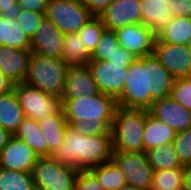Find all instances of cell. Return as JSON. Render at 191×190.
<instances>
[{"label": "cell", "instance_id": "6da1fadb", "mask_svg": "<svg viewBox=\"0 0 191 190\" xmlns=\"http://www.w3.org/2000/svg\"><path fill=\"white\" fill-rule=\"evenodd\" d=\"M112 134L84 136L67 126L62 146L52 157L64 167L78 172L89 170L112 159Z\"/></svg>", "mask_w": 191, "mask_h": 190}, {"label": "cell", "instance_id": "7a4b0ae2", "mask_svg": "<svg viewBox=\"0 0 191 190\" xmlns=\"http://www.w3.org/2000/svg\"><path fill=\"white\" fill-rule=\"evenodd\" d=\"M68 67L62 58L32 53L24 82L61 99Z\"/></svg>", "mask_w": 191, "mask_h": 190}, {"label": "cell", "instance_id": "3957f363", "mask_svg": "<svg viewBox=\"0 0 191 190\" xmlns=\"http://www.w3.org/2000/svg\"><path fill=\"white\" fill-rule=\"evenodd\" d=\"M147 110L118 106L111 127L113 151L144 153Z\"/></svg>", "mask_w": 191, "mask_h": 190}, {"label": "cell", "instance_id": "277c9868", "mask_svg": "<svg viewBox=\"0 0 191 190\" xmlns=\"http://www.w3.org/2000/svg\"><path fill=\"white\" fill-rule=\"evenodd\" d=\"M117 107V99L103 93L61 100V109L68 123H78L84 119L95 123H113Z\"/></svg>", "mask_w": 191, "mask_h": 190}, {"label": "cell", "instance_id": "5b68a950", "mask_svg": "<svg viewBox=\"0 0 191 190\" xmlns=\"http://www.w3.org/2000/svg\"><path fill=\"white\" fill-rule=\"evenodd\" d=\"M78 173L52 156L38 157L31 172L37 190H73Z\"/></svg>", "mask_w": 191, "mask_h": 190}, {"label": "cell", "instance_id": "8992f818", "mask_svg": "<svg viewBox=\"0 0 191 190\" xmlns=\"http://www.w3.org/2000/svg\"><path fill=\"white\" fill-rule=\"evenodd\" d=\"M44 16L64 34L78 32L93 18L80 0H48Z\"/></svg>", "mask_w": 191, "mask_h": 190}, {"label": "cell", "instance_id": "52a82bcc", "mask_svg": "<svg viewBox=\"0 0 191 190\" xmlns=\"http://www.w3.org/2000/svg\"><path fill=\"white\" fill-rule=\"evenodd\" d=\"M13 88L26 117L38 121L50 115H63L61 99L48 95L25 82L13 85Z\"/></svg>", "mask_w": 191, "mask_h": 190}, {"label": "cell", "instance_id": "ba28073f", "mask_svg": "<svg viewBox=\"0 0 191 190\" xmlns=\"http://www.w3.org/2000/svg\"><path fill=\"white\" fill-rule=\"evenodd\" d=\"M112 159L124 174L127 185L139 190L151 189L154 170L146 153L113 151Z\"/></svg>", "mask_w": 191, "mask_h": 190}, {"label": "cell", "instance_id": "9c48e42d", "mask_svg": "<svg viewBox=\"0 0 191 190\" xmlns=\"http://www.w3.org/2000/svg\"><path fill=\"white\" fill-rule=\"evenodd\" d=\"M100 93L118 98L127 80L128 66L107 60H90L87 64Z\"/></svg>", "mask_w": 191, "mask_h": 190}, {"label": "cell", "instance_id": "30bf717a", "mask_svg": "<svg viewBox=\"0 0 191 190\" xmlns=\"http://www.w3.org/2000/svg\"><path fill=\"white\" fill-rule=\"evenodd\" d=\"M143 68H146V110L157 99L170 96L174 78L152 53L143 56Z\"/></svg>", "mask_w": 191, "mask_h": 190}, {"label": "cell", "instance_id": "8fae6325", "mask_svg": "<svg viewBox=\"0 0 191 190\" xmlns=\"http://www.w3.org/2000/svg\"><path fill=\"white\" fill-rule=\"evenodd\" d=\"M127 74L124 90L117 98L118 106L146 109V68H143V57L128 66Z\"/></svg>", "mask_w": 191, "mask_h": 190}, {"label": "cell", "instance_id": "7c38bea8", "mask_svg": "<svg viewBox=\"0 0 191 190\" xmlns=\"http://www.w3.org/2000/svg\"><path fill=\"white\" fill-rule=\"evenodd\" d=\"M153 53L174 79L191 77V56L187 46L155 39Z\"/></svg>", "mask_w": 191, "mask_h": 190}, {"label": "cell", "instance_id": "4fadbf2b", "mask_svg": "<svg viewBox=\"0 0 191 190\" xmlns=\"http://www.w3.org/2000/svg\"><path fill=\"white\" fill-rule=\"evenodd\" d=\"M37 154L21 139L11 135L0 153V168L31 173Z\"/></svg>", "mask_w": 191, "mask_h": 190}, {"label": "cell", "instance_id": "5bb4252c", "mask_svg": "<svg viewBox=\"0 0 191 190\" xmlns=\"http://www.w3.org/2000/svg\"><path fill=\"white\" fill-rule=\"evenodd\" d=\"M115 32L120 46L137 58L153 53L156 35L142 23L127 25Z\"/></svg>", "mask_w": 191, "mask_h": 190}, {"label": "cell", "instance_id": "9a60e30c", "mask_svg": "<svg viewBox=\"0 0 191 190\" xmlns=\"http://www.w3.org/2000/svg\"><path fill=\"white\" fill-rule=\"evenodd\" d=\"M65 34L45 16L30 39V51L49 57L62 58Z\"/></svg>", "mask_w": 191, "mask_h": 190}, {"label": "cell", "instance_id": "2e32d148", "mask_svg": "<svg viewBox=\"0 0 191 190\" xmlns=\"http://www.w3.org/2000/svg\"><path fill=\"white\" fill-rule=\"evenodd\" d=\"M141 0H113L99 17L106 29L141 23Z\"/></svg>", "mask_w": 191, "mask_h": 190}, {"label": "cell", "instance_id": "e0dca14e", "mask_svg": "<svg viewBox=\"0 0 191 190\" xmlns=\"http://www.w3.org/2000/svg\"><path fill=\"white\" fill-rule=\"evenodd\" d=\"M99 93L88 65H69L61 100H74Z\"/></svg>", "mask_w": 191, "mask_h": 190}, {"label": "cell", "instance_id": "ac0fdd59", "mask_svg": "<svg viewBox=\"0 0 191 190\" xmlns=\"http://www.w3.org/2000/svg\"><path fill=\"white\" fill-rule=\"evenodd\" d=\"M148 111L152 116L173 128L176 133L191 127V112L170 96L155 100Z\"/></svg>", "mask_w": 191, "mask_h": 190}, {"label": "cell", "instance_id": "d6986e66", "mask_svg": "<svg viewBox=\"0 0 191 190\" xmlns=\"http://www.w3.org/2000/svg\"><path fill=\"white\" fill-rule=\"evenodd\" d=\"M31 55L30 49L0 46V72L13 85L24 82Z\"/></svg>", "mask_w": 191, "mask_h": 190}, {"label": "cell", "instance_id": "ffe728a7", "mask_svg": "<svg viewBox=\"0 0 191 190\" xmlns=\"http://www.w3.org/2000/svg\"><path fill=\"white\" fill-rule=\"evenodd\" d=\"M168 6L169 0H141V23L158 34L173 19Z\"/></svg>", "mask_w": 191, "mask_h": 190}, {"label": "cell", "instance_id": "44dd1931", "mask_svg": "<svg viewBox=\"0 0 191 190\" xmlns=\"http://www.w3.org/2000/svg\"><path fill=\"white\" fill-rule=\"evenodd\" d=\"M37 122L46 141V156H52L62 146L69 124L64 115H50Z\"/></svg>", "mask_w": 191, "mask_h": 190}, {"label": "cell", "instance_id": "7402d4cb", "mask_svg": "<svg viewBox=\"0 0 191 190\" xmlns=\"http://www.w3.org/2000/svg\"><path fill=\"white\" fill-rule=\"evenodd\" d=\"M175 136L176 131L173 128L152 116L147 110L143 134L144 153L155 147L173 142Z\"/></svg>", "mask_w": 191, "mask_h": 190}, {"label": "cell", "instance_id": "603a6c76", "mask_svg": "<svg viewBox=\"0 0 191 190\" xmlns=\"http://www.w3.org/2000/svg\"><path fill=\"white\" fill-rule=\"evenodd\" d=\"M24 117L14 88L0 95V125L6 131L14 135Z\"/></svg>", "mask_w": 191, "mask_h": 190}, {"label": "cell", "instance_id": "cb8c5ba5", "mask_svg": "<svg viewBox=\"0 0 191 190\" xmlns=\"http://www.w3.org/2000/svg\"><path fill=\"white\" fill-rule=\"evenodd\" d=\"M156 39L160 42L186 46L191 41V18L173 17L169 24L156 34Z\"/></svg>", "mask_w": 191, "mask_h": 190}, {"label": "cell", "instance_id": "d4e9b609", "mask_svg": "<svg viewBox=\"0 0 191 190\" xmlns=\"http://www.w3.org/2000/svg\"><path fill=\"white\" fill-rule=\"evenodd\" d=\"M14 136L24 141L38 157L46 156V141L36 120L25 116Z\"/></svg>", "mask_w": 191, "mask_h": 190}, {"label": "cell", "instance_id": "484cf974", "mask_svg": "<svg viewBox=\"0 0 191 190\" xmlns=\"http://www.w3.org/2000/svg\"><path fill=\"white\" fill-rule=\"evenodd\" d=\"M62 59L68 65H87L90 62L91 53L81 41L78 32L65 34Z\"/></svg>", "mask_w": 191, "mask_h": 190}, {"label": "cell", "instance_id": "4316f807", "mask_svg": "<svg viewBox=\"0 0 191 190\" xmlns=\"http://www.w3.org/2000/svg\"><path fill=\"white\" fill-rule=\"evenodd\" d=\"M146 154L154 171L184 168L178 158L173 142L155 147L147 151Z\"/></svg>", "mask_w": 191, "mask_h": 190}, {"label": "cell", "instance_id": "83f0119b", "mask_svg": "<svg viewBox=\"0 0 191 190\" xmlns=\"http://www.w3.org/2000/svg\"><path fill=\"white\" fill-rule=\"evenodd\" d=\"M89 170L96 176L103 190H120L126 185L124 174L113 159Z\"/></svg>", "mask_w": 191, "mask_h": 190}, {"label": "cell", "instance_id": "f1b7e54d", "mask_svg": "<svg viewBox=\"0 0 191 190\" xmlns=\"http://www.w3.org/2000/svg\"><path fill=\"white\" fill-rule=\"evenodd\" d=\"M150 190H184V168L154 171Z\"/></svg>", "mask_w": 191, "mask_h": 190}, {"label": "cell", "instance_id": "f546056e", "mask_svg": "<svg viewBox=\"0 0 191 190\" xmlns=\"http://www.w3.org/2000/svg\"><path fill=\"white\" fill-rule=\"evenodd\" d=\"M0 190H37L31 173L0 168Z\"/></svg>", "mask_w": 191, "mask_h": 190}, {"label": "cell", "instance_id": "4dcf8cb0", "mask_svg": "<svg viewBox=\"0 0 191 190\" xmlns=\"http://www.w3.org/2000/svg\"><path fill=\"white\" fill-rule=\"evenodd\" d=\"M4 46L17 49H30V39L25 35L17 20L5 19Z\"/></svg>", "mask_w": 191, "mask_h": 190}, {"label": "cell", "instance_id": "1f68e13d", "mask_svg": "<svg viewBox=\"0 0 191 190\" xmlns=\"http://www.w3.org/2000/svg\"><path fill=\"white\" fill-rule=\"evenodd\" d=\"M119 47L116 32L105 28L97 47L91 53V60H109Z\"/></svg>", "mask_w": 191, "mask_h": 190}, {"label": "cell", "instance_id": "d6a6232c", "mask_svg": "<svg viewBox=\"0 0 191 190\" xmlns=\"http://www.w3.org/2000/svg\"><path fill=\"white\" fill-rule=\"evenodd\" d=\"M104 29L105 25L101 19L99 17H93L78 31L81 41L90 53L97 47Z\"/></svg>", "mask_w": 191, "mask_h": 190}, {"label": "cell", "instance_id": "836d02e7", "mask_svg": "<svg viewBox=\"0 0 191 190\" xmlns=\"http://www.w3.org/2000/svg\"><path fill=\"white\" fill-rule=\"evenodd\" d=\"M170 97L191 112V77L175 79Z\"/></svg>", "mask_w": 191, "mask_h": 190}, {"label": "cell", "instance_id": "e575fe53", "mask_svg": "<svg viewBox=\"0 0 191 190\" xmlns=\"http://www.w3.org/2000/svg\"><path fill=\"white\" fill-rule=\"evenodd\" d=\"M173 144L182 165H191V127L177 132Z\"/></svg>", "mask_w": 191, "mask_h": 190}, {"label": "cell", "instance_id": "d590c367", "mask_svg": "<svg viewBox=\"0 0 191 190\" xmlns=\"http://www.w3.org/2000/svg\"><path fill=\"white\" fill-rule=\"evenodd\" d=\"M43 17L44 13L21 9L20 14L16 20L23 28L25 35L31 39L36 29L40 26Z\"/></svg>", "mask_w": 191, "mask_h": 190}, {"label": "cell", "instance_id": "8d00e7d4", "mask_svg": "<svg viewBox=\"0 0 191 190\" xmlns=\"http://www.w3.org/2000/svg\"><path fill=\"white\" fill-rule=\"evenodd\" d=\"M76 132L84 136H95L99 134H112L111 127L113 123H95L87 119L78 123H68Z\"/></svg>", "mask_w": 191, "mask_h": 190}, {"label": "cell", "instance_id": "74e56055", "mask_svg": "<svg viewBox=\"0 0 191 190\" xmlns=\"http://www.w3.org/2000/svg\"><path fill=\"white\" fill-rule=\"evenodd\" d=\"M73 190H103L96 176L90 170H81L76 178Z\"/></svg>", "mask_w": 191, "mask_h": 190}, {"label": "cell", "instance_id": "f35d334b", "mask_svg": "<svg viewBox=\"0 0 191 190\" xmlns=\"http://www.w3.org/2000/svg\"><path fill=\"white\" fill-rule=\"evenodd\" d=\"M168 9L173 17L191 18V0H169Z\"/></svg>", "mask_w": 191, "mask_h": 190}, {"label": "cell", "instance_id": "ab89813d", "mask_svg": "<svg viewBox=\"0 0 191 190\" xmlns=\"http://www.w3.org/2000/svg\"><path fill=\"white\" fill-rule=\"evenodd\" d=\"M20 11L17 0H0V14L4 19L16 20Z\"/></svg>", "mask_w": 191, "mask_h": 190}, {"label": "cell", "instance_id": "60d3db41", "mask_svg": "<svg viewBox=\"0 0 191 190\" xmlns=\"http://www.w3.org/2000/svg\"><path fill=\"white\" fill-rule=\"evenodd\" d=\"M113 0H80L93 17H100Z\"/></svg>", "mask_w": 191, "mask_h": 190}, {"label": "cell", "instance_id": "b9f144b4", "mask_svg": "<svg viewBox=\"0 0 191 190\" xmlns=\"http://www.w3.org/2000/svg\"><path fill=\"white\" fill-rule=\"evenodd\" d=\"M17 4L23 10L45 13L48 0H17Z\"/></svg>", "mask_w": 191, "mask_h": 190}, {"label": "cell", "instance_id": "7bdbcfd3", "mask_svg": "<svg viewBox=\"0 0 191 190\" xmlns=\"http://www.w3.org/2000/svg\"><path fill=\"white\" fill-rule=\"evenodd\" d=\"M137 57L130 53L127 49L119 47L117 51L110 57L109 62L124 63V66H129Z\"/></svg>", "mask_w": 191, "mask_h": 190}, {"label": "cell", "instance_id": "ee69618b", "mask_svg": "<svg viewBox=\"0 0 191 190\" xmlns=\"http://www.w3.org/2000/svg\"><path fill=\"white\" fill-rule=\"evenodd\" d=\"M13 89V84L0 72V95Z\"/></svg>", "mask_w": 191, "mask_h": 190}, {"label": "cell", "instance_id": "f6af8a7d", "mask_svg": "<svg viewBox=\"0 0 191 190\" xmlns=\"http://www.w3.org/2000/svg\"><path fill=\"white\" fill-rule=\"evenodd\" d=\"M184 190H191V165L184 166Z\"/></svg>", "mask_w": 191, "mask_h": 190}, {"label": "cell", "instance_id": "bcb514c9", "mask_svg": "<svg viewBox=\"0 0 191 190\" xmlns=\"http://www.w3.org/2000/svg\"><path fill=\"white\" fill-rule=\"evenodd\" d=\"M11 134L0 125V153L7 144Z\"/></svg>", "mask_w": 191, "mask_h": 190}, {"label": "cell", "instance_id": "7dc6e473", "mask_svg": "<svg viewBox=\"0 0 191 190\" xmlns=\"http://www.w3.org/2000/svg\"><path fill=\"white\" fill-rule=\"evenodd\" d=\"M4 23L5 19L0 14V46L4 45Z\"/></svg>", "mask_w": 191, "mask_h": 190}, {"label": "cell", "instance_id": "c3c4849f", "mask_svg": "<svg viewBox=\"0 0 191 190\" xmlns=\"http://www.w3.org/2000/svg\"><path fill=\"white\" fill-rule=\"evenodd\" d=\"M120 190H139L136 187H133L131 185H124Z\"/></svg>", "mask_w": 191, "mask_h": 190}, {"label": "cell", "instance_id": "681fc988", "mask_svg": "<svg viewBox=\"0 0 191 190\" xmlns=\"http://www.w3.org/2000/svg\"><path fill=\"white\" fill-rule=\"evenodd\" d=\"M186 46H187L188 52L191 56V41Z\"/></svg>", "mask_w": 191, "mask_h": 190}]
</instances>
